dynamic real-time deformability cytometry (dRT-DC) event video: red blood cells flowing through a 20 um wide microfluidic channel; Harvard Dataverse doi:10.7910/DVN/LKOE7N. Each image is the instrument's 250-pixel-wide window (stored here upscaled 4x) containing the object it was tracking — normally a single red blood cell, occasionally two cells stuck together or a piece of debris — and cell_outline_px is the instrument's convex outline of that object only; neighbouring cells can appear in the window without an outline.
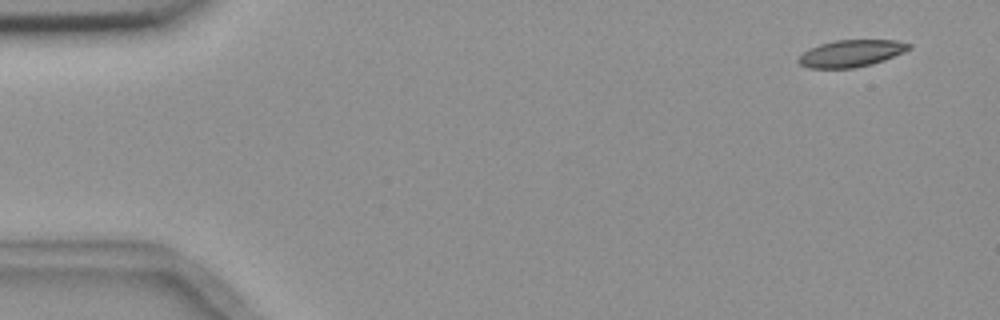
{"species": "common noctule bat (a hibernating species)", "species_latin": "Nyctalus noctula", "temperature_condition": "room temperature", "stored_images_in_passage": 9, "camera_frame_rate_fps": 3000, "um_per_image_px": 0.085, "animal": {"sex": "female", "body_mass_g": 18.4}, "frame": {"image": 1, "passage_image": 1, "time_ms": 0.0, "image_size_px": [1000, 320], "cell_outline_px": [[912, 48], [904, 52], [884, 60], [872, 64], [852, 68], [808, 68], [800, 64], [796, 60], [804, 52], [820, 44], [836, 40], [896, 40], [912, 44]], "centroid_in_image_um": [72.38, 4.54], "position_along_channel_um": 12.6, "area_um2": 17.28}}
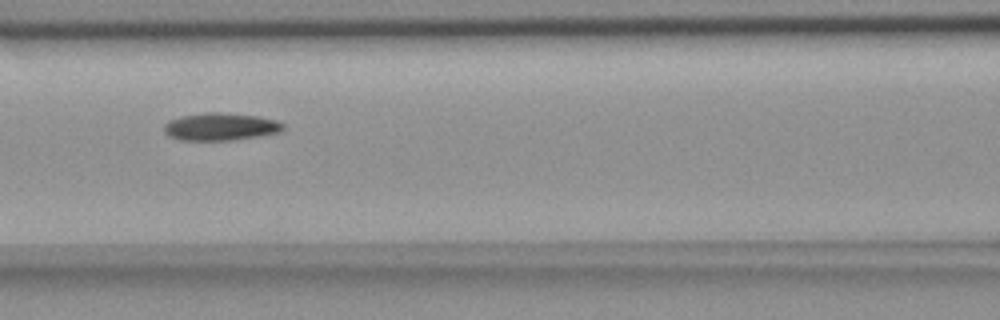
{"frame": {"image": 2, "passage_image": 7, "time_ms": 7.0, "image_size_px": [1000, 320], "cell_outline_px": [[284, 128], [280, 132], [260, 136], [232, 140], [180, 140], [168, 136], [164, 132], [164, 124], [168, 120], [180, 116], [204, 112], [220, 112], [260, 116], [276, 120], [284, 124]], "centroid_in_image_um": [18.73, 10.76], "position_along_channel_um": 147.9, "area_um2": 19.36}}
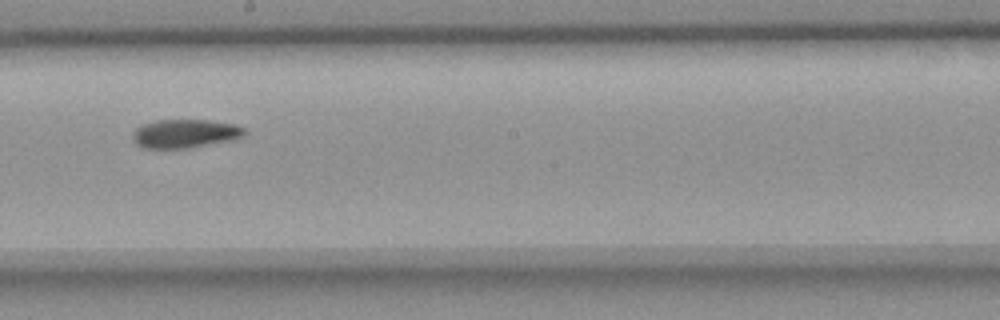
{"frame": {"image": 3, "passage_image": 9, "time_ms": 9.333, "image_size_px": [1000, 320], "cell_outline_px": [[248, 132], [244, 136], [232, 140], [188, 148], [144, 148], [136, 144], [132, 140], [132, 132], [140, 124], [156, 120], [208, 120], [232, 124], [244, 128]], "centroid_in_image_um": [15.69, 11.35], "position_along_channel_um": 232.5, "area_um2": 18.79}}